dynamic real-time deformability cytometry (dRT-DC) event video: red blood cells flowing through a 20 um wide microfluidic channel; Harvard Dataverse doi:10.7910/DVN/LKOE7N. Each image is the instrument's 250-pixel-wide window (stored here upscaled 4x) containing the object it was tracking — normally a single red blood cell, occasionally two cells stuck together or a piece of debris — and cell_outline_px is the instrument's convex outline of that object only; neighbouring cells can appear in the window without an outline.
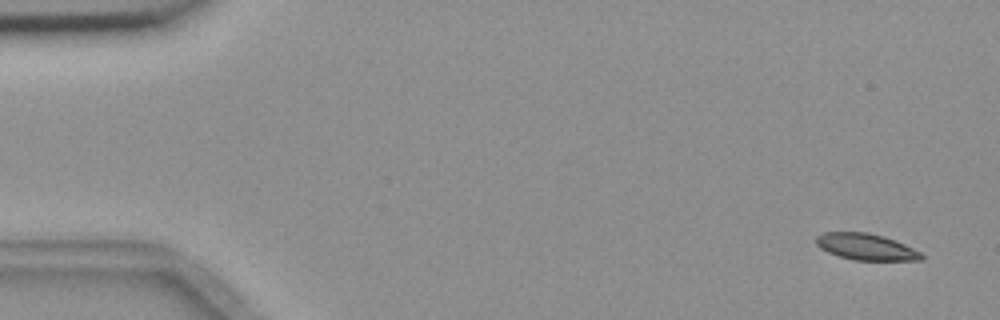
{"species": "common noctule bat (a hibernating species)", "species_latin": "Nyctalus noctula", "temperature_condition": "room temperature", "stored_images_in_passage": 5, "camera_frame_rate_fps": 3000, "um_per_image_px": 0.085, "animal": {"sex": "female", "body_mass_g": 18.4}, "frame": {"image": 1, "passage_image": 1, "time_ms": 0.0, "image_size_px": [1000, 320], "cell_outline_px": [[924, 260], [852, 260], [828, 252], [820, 248], [816, 244], [816, 236], [824, 232], [868, 232], [884, 236], [896, 240], [920, 252], [924, 256]], "centroid_in_image_um": [73.61, 20.97], "position_along_channel_um": 11.4, "area_um2": 16.24}}
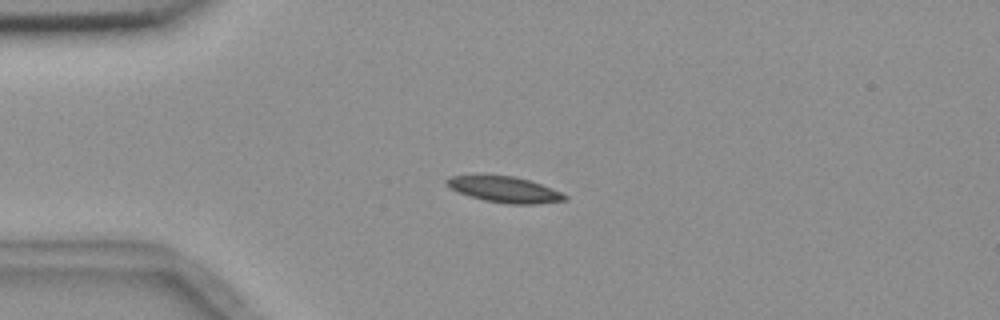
{"frame": {"image": 2, "passage_image": 4, "time_ms": 3.667, "image_size_px": [1000, 320], "cell_outline_px": [[568, 200], [536, 204], [508, 204], [484, 200], [468, 196], [452, 188], [444, 180], [448, 176], [512, 176], [528, 180], [552, 188], [568, 196]], "centroid_in_image_um": [42.93, 16.12], "position_along_channel_um": 42.1, "area_um2": 17.51}}